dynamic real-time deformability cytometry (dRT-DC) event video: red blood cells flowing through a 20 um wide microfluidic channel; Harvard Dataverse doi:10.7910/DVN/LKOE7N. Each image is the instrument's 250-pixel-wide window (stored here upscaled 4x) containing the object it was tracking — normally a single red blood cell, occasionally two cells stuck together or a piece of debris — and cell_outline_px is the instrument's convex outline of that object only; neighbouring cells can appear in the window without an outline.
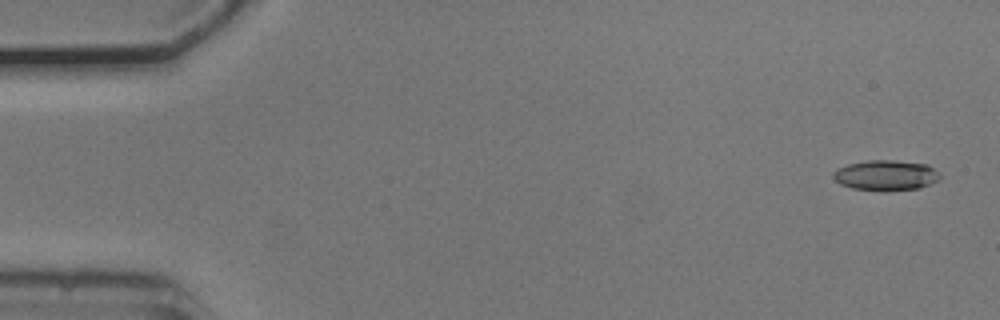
{"species": "common noctule bat (a hibernating species)", "species_latin": "Nyctalus noctula", "temperature_condition": "cold", "stored_images_in_passage": 20, "camera_frame_rate_fps": 3000, "um_per_image_px": 0.085, "animal": {"sex": "male", "body_mass_g": 20.5, "forearm_length_mm": 52.5}, "frame": {"image": 1, "passage_image": 2, "time_ms": 0.333, "image_size_px": [1000, 320], "cell_outline_px": [[940, 180], [920, 188], [884, 192], [852, 188], [840, 184], [832, 176], [832, 172], [836, 168], [848, 164], [868, 160], [892, 160], [928, 164], [940, 176]], "centroid_in_image_um": [75.27, 14.91], "position_along_channel_um": 9.7, "area_um2": 19.13}}
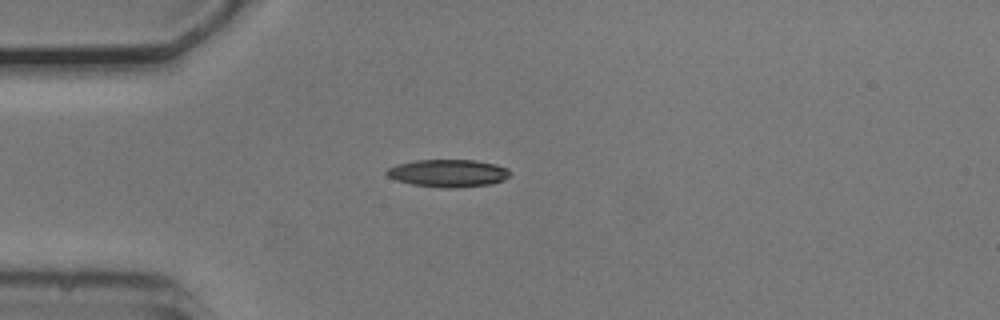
{"frame": {"image": 2, "passage_image": 14, "time_ms": 4.333, "image_size_px": [1000, 320], "cell_outline_px": [[508, 176], [504, 180], [488, 184], [456, 188], [440, 188], [412, 184], [396, 180], [388, 176], [384, 172], [388, 168], [396, 164], [416, 160], [476, 160], [496, 164], [508, 168]], "centroid_in_image_um": [38.06, 14.72], "position_along_channel_um": 46.9, "area_um2": 19.83}}
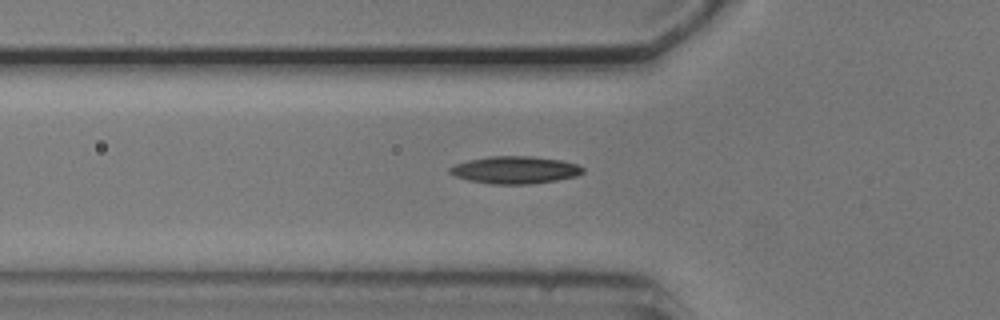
{"frame": {"image": 3, "passage_image": 18, "time_ms": 5.667, "image_size_px": [1000, 320], "cell_outline_px": [[584, 172], [576, 176], [556, 180], [532, 184], [492, 184], [468, 180], [456, 176], [448, 172], [448, 168], [456, 164], [468, 160], [488, 156], [532, 156], [560, 160], [576, 164], [584, 168]], "centroid_in_image_um": [43.77, 14.44], "position_along_channel_um": 82.0, "area_um2": 21.21}}